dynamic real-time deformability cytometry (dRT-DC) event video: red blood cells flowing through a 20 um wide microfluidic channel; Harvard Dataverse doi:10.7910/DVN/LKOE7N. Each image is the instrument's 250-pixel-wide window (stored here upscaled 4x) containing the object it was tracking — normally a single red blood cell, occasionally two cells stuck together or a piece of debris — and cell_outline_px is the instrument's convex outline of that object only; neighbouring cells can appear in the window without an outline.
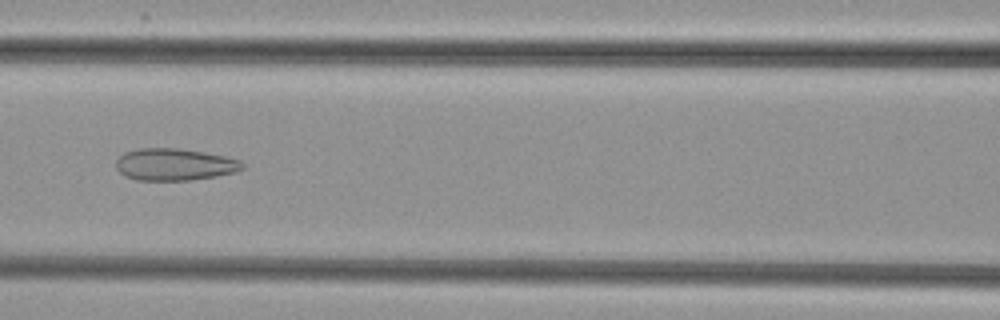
{"species": "common noctule bat (a hibernating species)", "species_latin": "Nyctalus noctula", "temperature_condition": "cold", "stored_images_in_passage": 51, "camera_frame_rate_fps": 3000, "um_per_image_px": 0.085, "animal": {"sex": "female", "body_mass_g": 29.2, "forearm_length_mm": 56.3}, "frame": {"image": 1, "passage_image": 22, "time_ms": 7.0, "image_size_px": [1000, 320], "cell_outline_px": [[244, 168], [236, 172], [216, 176], [188, 180], [136, 180], [124, 176], [116, 168], [116, 160], [124, 152], [140, 148], [180, 148], [204, 152], [224, 156], [240, 160], [244, 164]], "centroid_in_image_um": [14.83, 13.98], "position_along_channel_um": 151.8, "area_um2": 23.64}}
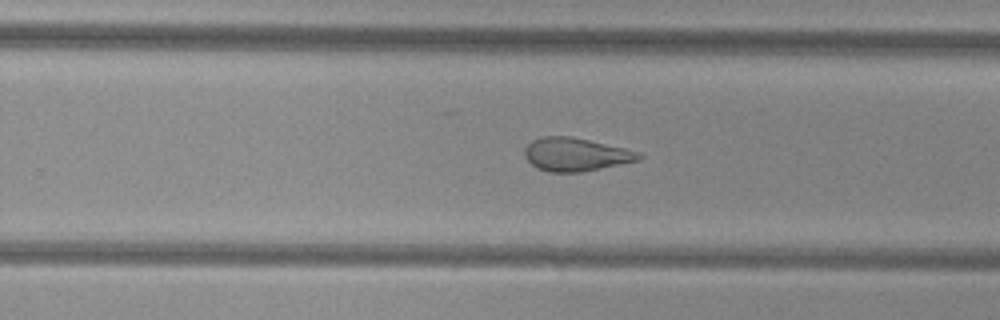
{"frame": {"image": 2, "passage_image": 32, "time_ms": 10.333, "image_size_px": [1000, 320], "cell_outline_px": [[644, 156], [640, 160], [580, 172], [548, 172], [536, 168], [524, 156], [524, 148], [532, 140], [540, 136], [568, 136], [588, 140], [624, 148], [640, 152]], "centroid_in_image_um": [48.91, 13.13], "position_along_channel_um": 280.9, "area_um2": 22.08}}
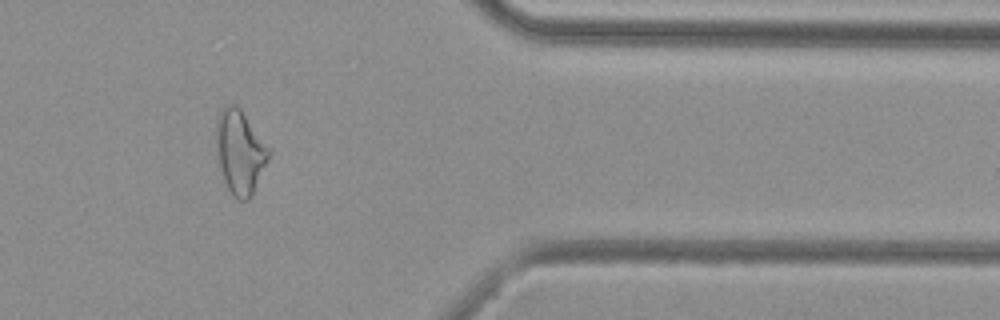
{"frame": {"image": 3, "passage_image": 42, "time_ms": 13.667, "image_size_px": [1000, 320], "cell_outline_px": [[268, 156], [252, 196], [248, 200], [236, 200], [232, 196], [224, 180], [216, 160], [216, 120], [220, 112], [228, 104], [236, 104], [240, 108], [268, 148]], "centroid_in_image_um": [20.33, 12.94], "position_along_channel_um": 391.1, "area_um2": 25.26}}